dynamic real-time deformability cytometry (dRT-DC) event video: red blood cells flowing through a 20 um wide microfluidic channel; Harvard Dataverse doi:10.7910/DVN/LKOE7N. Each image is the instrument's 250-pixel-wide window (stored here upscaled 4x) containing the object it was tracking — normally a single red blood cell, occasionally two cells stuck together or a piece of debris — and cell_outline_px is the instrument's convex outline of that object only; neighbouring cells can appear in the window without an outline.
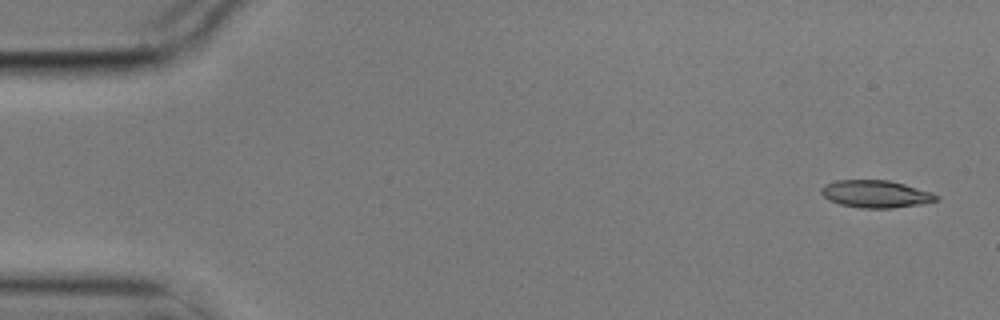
{"species": "common noctule bat (a hibernating species)", "species_latin": "Nyctalus noctula", "temperature_condition": "cold", "stored_images_in_passage": 4, "camera_frame_rate_fps": 3000, "um_per_image_px": 0.085, "animal": {"sex": "male", "body_mass_g": 17.9}, "frame": {"image": 1, "passage_image": 1, "time_ms": 0.0, "image_size_px": [1000, 320], "cell_outline_px": [[940, 200], [920, 204], [892, 208], [860, 208], [840, 204], [828, 200], [820, 192], [820, 188], [824, 184], [836, 180], [888, 180], [904, 184], [932, 192], [940, 196]], "centroid_in_image_um": [74.43, 16.49], "position_along_channel_um": 10.6, "area_um2": 18.5}}
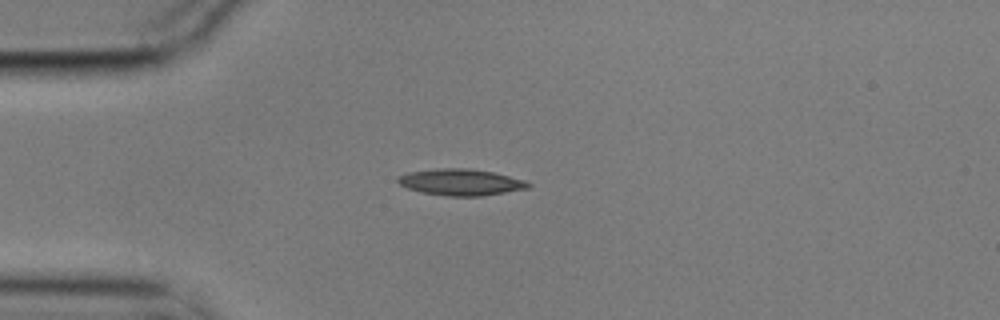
{"frame": {"image": 2, "passage_image": 4, "time_ms": 1.0, "image_size_px": [1000, 320], "cell_outline_px": [[532, 184], [528, 188], [480, 196], [448, 196], [420, 192], [408, 188], [400, 184], [396, 180], [396, 176], [408, 172], [436, 168], [468, 168], [492, 172], [524, 180]], "centroid_in_image_um": [39.11, 15.48], "position_along_channel_um": 45.9, "area_um2": 20.0}}